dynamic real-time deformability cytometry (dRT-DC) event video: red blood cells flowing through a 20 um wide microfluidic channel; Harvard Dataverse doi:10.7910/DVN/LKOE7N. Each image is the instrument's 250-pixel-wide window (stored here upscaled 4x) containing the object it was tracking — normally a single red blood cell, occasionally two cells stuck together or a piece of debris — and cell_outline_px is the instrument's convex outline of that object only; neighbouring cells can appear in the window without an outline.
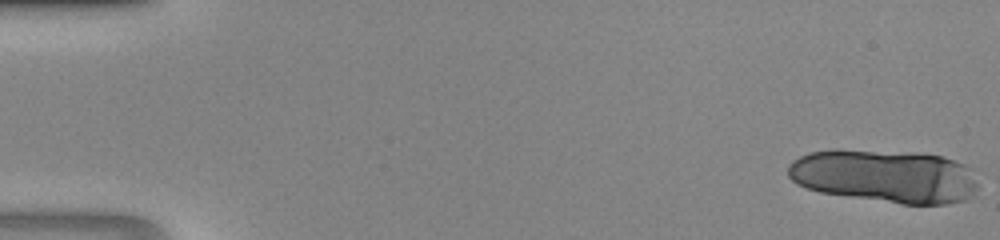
{"species": "human", "species_latin": "Homo sapiens", "temperature_condition": "room temperature", "stored_images_in_passage": 15, "camera_frame_rate_fps": 3000, "um_per_image_px": 0.085, "donor": {"sex": "male"}, "frame": {"image": 1, "passage_image": 1, "time_ms": 0.0, "image_size_px": [1000, 240], "cell_outline_px": [[976, 188], [972, 196], [968, 200], [948, 204], [904, 204], [820, 192], [796, 184], [788, 176], [788, 164], [792, 160], [808, 152], [832, 148], [836, 148], [924, 152], [944, 156], [964, 164], [972, 168], [976, 184]], "centroid_in_image_um": [75.21, 14.93], "position_along_channel_um": 9.8, "area_um2": 60.05}}